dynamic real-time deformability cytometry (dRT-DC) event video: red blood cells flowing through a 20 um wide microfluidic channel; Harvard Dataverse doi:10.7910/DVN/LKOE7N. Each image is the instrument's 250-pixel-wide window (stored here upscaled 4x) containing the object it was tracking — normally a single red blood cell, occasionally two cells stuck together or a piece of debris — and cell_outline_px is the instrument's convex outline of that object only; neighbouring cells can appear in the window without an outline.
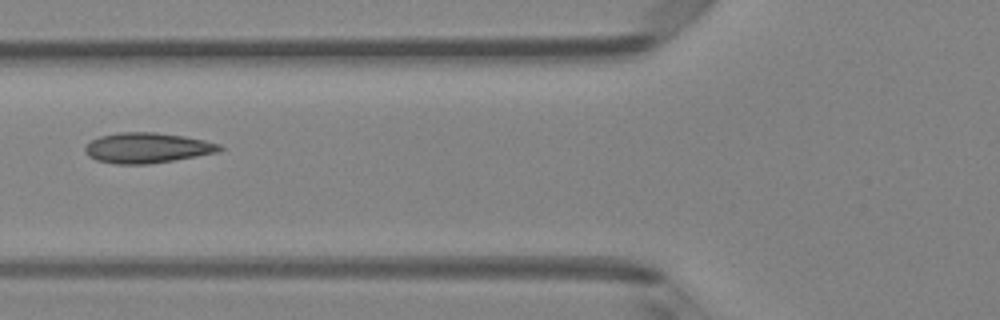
{"species": "Egyptian fruit bat (a non-hibernating species)", "species_latin": "Rousettus aegyptiacus", "temperature_condition": "room temperature", "stored_images_in_passage": 3, "camera_frame_rate_fps": 3000, "um_per_image_px": 0.085, "animal": {"sex": "female"}, "frame": {"image": 1, "passage_image": 2, "time_ms": 0.333, "image_size_px": [1000, 320], "cell_outline_px": [[224, 148], [220, 152], [148, 164], [116, 164], [96, 160], [88, 156], [84, 148], [92, 140], [100, 136], [120, 132], [156, 132], [184, 136], [204, 140], [220, 144]], "centroid_in_image_um": [12.52, 12.56], "position_along_channel_um": 113.3, "area_um2": 23.7}}
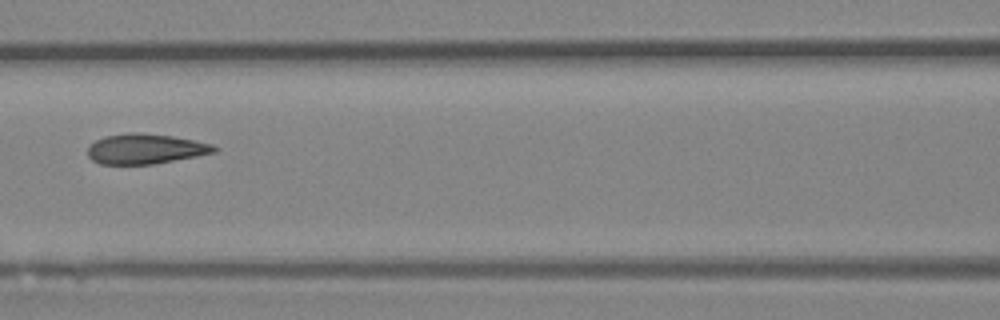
{"frame": {"image": 2, "passage_image": 3, "time_ms": 0.667, "image_size_px": [1000, 320], "cell_outline_px": [[220, 148], [216, 152], [196, 156], [152, 164], [100, 164], [92, 160], [88, 156], [88, 148], [96, 140], [104, 136], [128, 132], [140, 132], [172, 136], [212, 144]], "centroid_in_image_um": [12.36, 12.65], "position_along_channel_um": 154.2, "area_um2": 22.14}}